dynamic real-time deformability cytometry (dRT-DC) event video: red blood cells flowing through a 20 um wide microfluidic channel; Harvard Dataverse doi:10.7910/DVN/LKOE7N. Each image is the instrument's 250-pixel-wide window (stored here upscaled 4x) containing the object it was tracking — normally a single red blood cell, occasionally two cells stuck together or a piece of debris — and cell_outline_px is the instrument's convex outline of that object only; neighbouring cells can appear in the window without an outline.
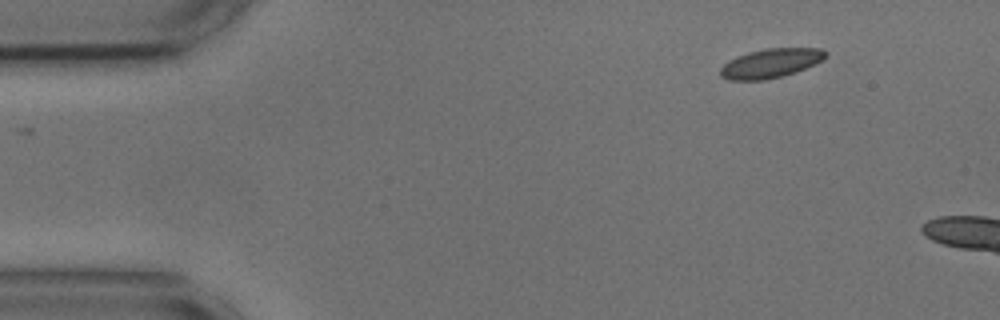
{"species": "common noctule bat (a hibernating species)", "species_latin": "Nyctalus noctula", "temperature_condition": "cold", "stored_images_in_passage": 6, "camera_frame_rate_fps": 3000, "um_per_image_px": 0.085, "animal": {"sex": "male", "body_mass_g": 17.9, "forearm_length_mm": 54.2}, "frame": {"image": 1, "passage_image": 1, "time_ms": 0.0, "image_size_px": [1000, 320], "cell_outline_px": [[828, 52], [820, 60], [796, 72], [784, 76], [764, 80], [728, 80], [720, 76], [720, 68], [728, 60], [736, 56], [748, 52], [768, 48], [820, 48]], "centroid_in_image_um": [65.44, 5.38], "position_along_channel_um": 19.6, "area_um2": 17.8}}